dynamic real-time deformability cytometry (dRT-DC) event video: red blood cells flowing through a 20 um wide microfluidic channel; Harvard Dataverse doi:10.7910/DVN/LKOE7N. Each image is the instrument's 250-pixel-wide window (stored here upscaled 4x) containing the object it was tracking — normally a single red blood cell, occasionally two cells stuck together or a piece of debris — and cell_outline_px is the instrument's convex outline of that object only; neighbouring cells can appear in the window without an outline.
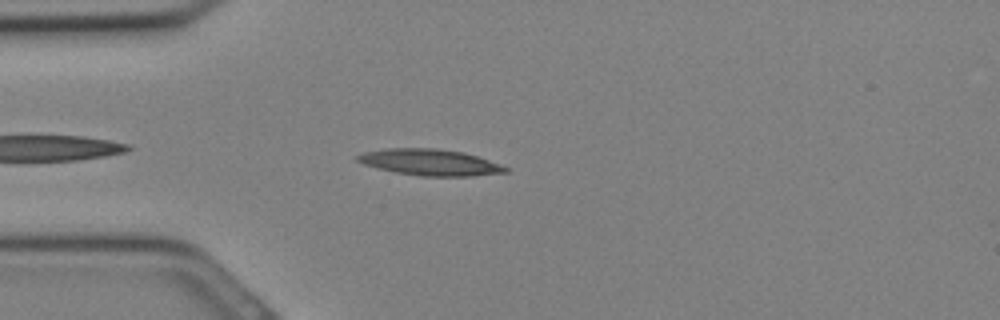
{"species": "Egyptian fruit bat (a non-hibernating species)", "species_latin": "Rousettus aegyptiacus", "temperature_condition": "cold", "stored_images_in_passage": 5, "camera_frame_rate_fps": 3000, "um_per_image_px": 0.085, "animal": {"sex": "female"}, "frame": {"image": 1, "passage_image": 2, "time_ms": 0.333, "image_size_px": [1000, 320], "cell_outline_px": [[508, 172], [472, 176], [420, 176], [396, 172], [364, 164], [356, 160], [356, 156], [364, 152], [384, 148], [436, 148], [464, 152], [500, 164], [508, 168]], "centroid_in_image_um": [36.55, 13.79], "position_along_channel_um": 48.4, "area_um2": 22.54}}
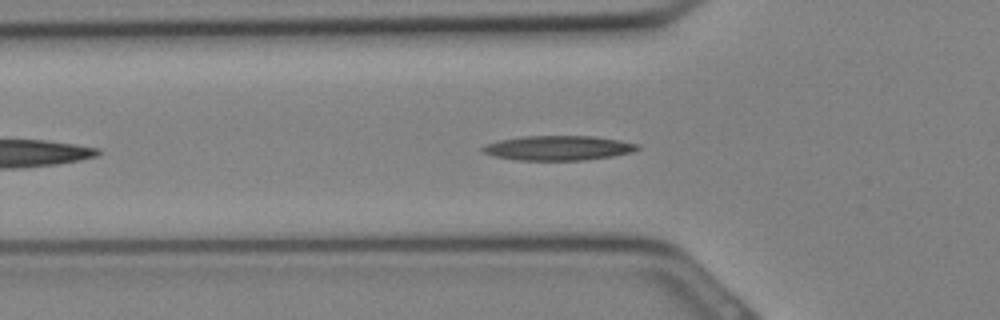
{"frame": {"image": 2, "passage_image": 4, "time_ms": 1.0, "image_size_px": [1000, 320], "cell_outline_px": [[640, 148], [628, 152], [612, 156], [584, 160], [516, 160], [496, 156], [484, 152], [480, 148], [484, 144], [500, 140], [524, 136], [592, 136], [620, 140], [640, 144]], "centroid_in_image_um": [47.44, 12.57], "position_along_channel_um": 78.4, "area_um2": 22.08}}